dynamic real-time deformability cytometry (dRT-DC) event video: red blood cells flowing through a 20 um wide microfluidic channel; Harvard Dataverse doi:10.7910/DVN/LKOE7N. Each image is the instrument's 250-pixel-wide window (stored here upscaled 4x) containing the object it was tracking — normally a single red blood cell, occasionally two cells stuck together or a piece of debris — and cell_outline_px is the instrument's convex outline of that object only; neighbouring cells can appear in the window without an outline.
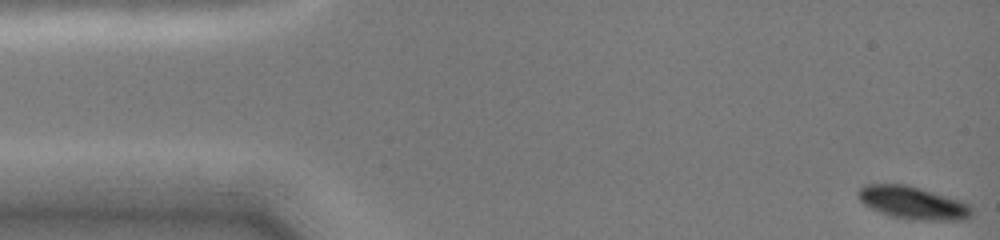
{"species": "common noctule bat (a hibernating species)", "species_latin": "Nyctalus noctula", "temperature_condition": "cold", "stored_images_in_passage": 10, "camera_frame_rate_fps": 3000, "um_per_image_px": 0.085, "animal": {"sex": "female", "body_mass_g": 19.0, "forearm_length_mm": 51.5}, "frame": {"image": 1, "passage_image": 1, "time_ms": 0.0, "image_size_px": [1000, 240], "cell_outline_px": [[972, 216], [968, 220], [912, 220], [892, 216], [880, 212], [864, 204], [860, 200], [856, 192], [864, 184], [904, 184], [920, 188], [960, 200], [972, 204]], "centroid_in_image_um": [77.64, 17.24], "position_along_channel_um": 7.4, "area_um2": 21.79}}
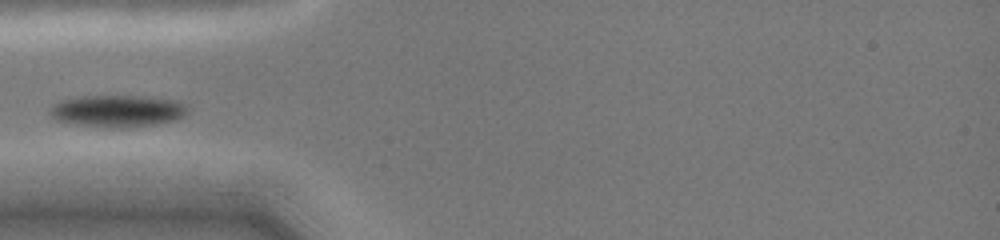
{"frame": {"image": 2, "passage_image": 7, "time_ms": 4.667, "image_size_px": [1000, 240], "cell_outline_px": [[188, 112], [184, 116], [176, 120], [152, 124], [120, 128], [108, 128], [56, 120], [48, 112], [48, 108], [52, 104], [60, 100], [80, 96], [144, 96], [180, 100], [188, 104]], "centroid_in_image_um": [10.02, 9.41], "position_along_channel_um": 75.0, "area_um2": 25.89}}
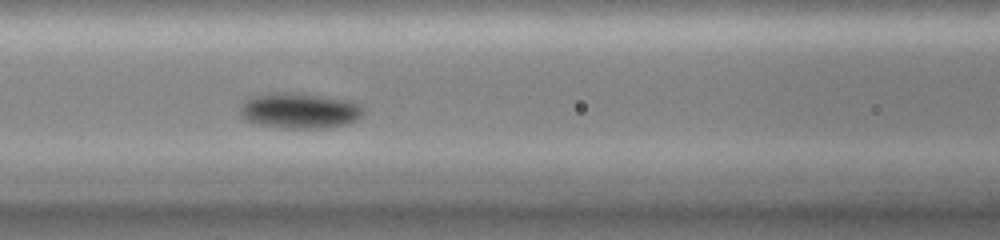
{"frame": {"image": 3, "passage_image": 9, "time_ms": 6.333, "image_size_px": [1000, 240], "cell_outline_px": [[364, 112], [356, 120], [344, 124], [328, 128], [284, 128], [256, 124], [244, 120], [240, 116], [240, 108], [244, 100], [252, 96], [272, 92], [300, 92], [328, 96], [348, 100], [360, 104], [364, 108]], "centroid_in_image_um": [25.44, 9.39], "position_along_channel_um": 141.2, "area_um2": 26.07}}